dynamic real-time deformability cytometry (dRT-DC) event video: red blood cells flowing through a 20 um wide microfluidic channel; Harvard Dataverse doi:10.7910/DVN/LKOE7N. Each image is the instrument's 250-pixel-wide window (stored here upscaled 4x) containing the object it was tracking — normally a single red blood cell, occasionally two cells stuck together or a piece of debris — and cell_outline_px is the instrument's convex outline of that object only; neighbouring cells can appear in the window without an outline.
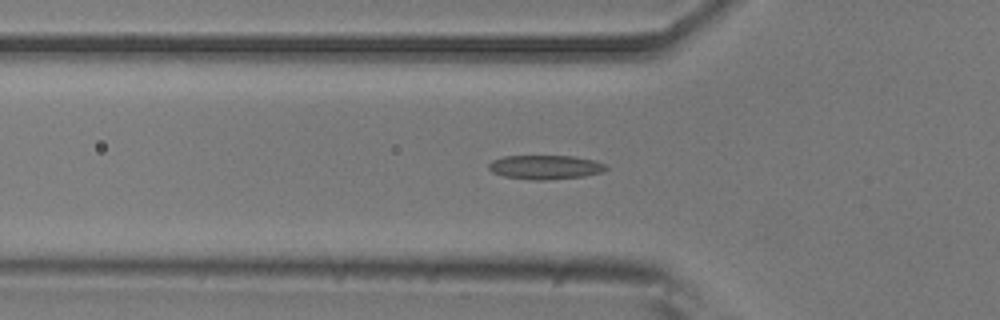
{"species": "common noctule bat (a hibernating species)", "species_latin": "Nyctalus noctula", "temperature_condition": "room temperature", "stored_images_in_passage": 51, "segment_of_instrument_passage": [1, 2], "camera_frame_rate_fps": 3000, "um_per_image_px": 0.085, "animal": {"sex": "male", "body_mass_g": 20.5, "forearm_length_mm": 52.5}, "frame": {"image": 1, "passage_image": 16, "time_ms": 5.0, "image_size_px": [1000, 320], "cell_outline_px": [[608, 168], [604, 172], [584, 176], [544, 180], [536, 180], [504, 176], [492, 172], [488, 168], [488, 164], [492, 160], [504, 156], [576, 156], [596, 160], [604, 164]], "centroid_in_image_um": [46.37, 14.2], "position_along_channel_um": 79.4, "area_um2": 16.53}}
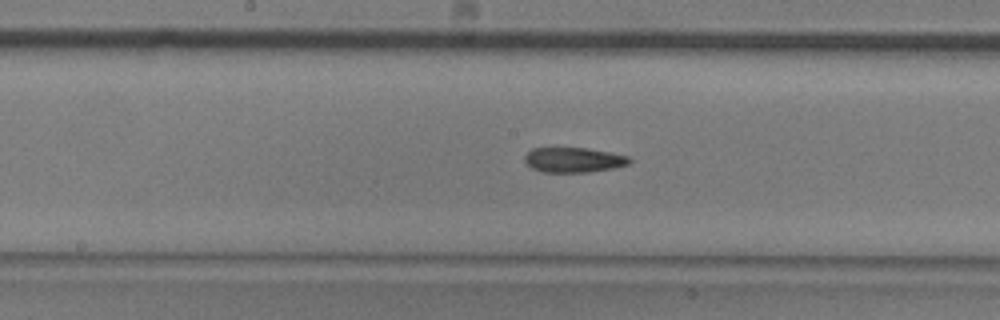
{"frame": {"image": 2, "passage_image": 25, "time_ms": 8.0, "image_size_px": [1000, 320], "cell_outline_px": [[632, 160], [628, 164], [612, 168], [588, 172], [544, 172], [532, 168], [524, 160], [524, 156], [532, 148], [588, 148], [628, 156]], "centroid_in_image_um": [48.74, 13.59], "position_along_channel_um": 199.5, "area_um2": 15.09}}
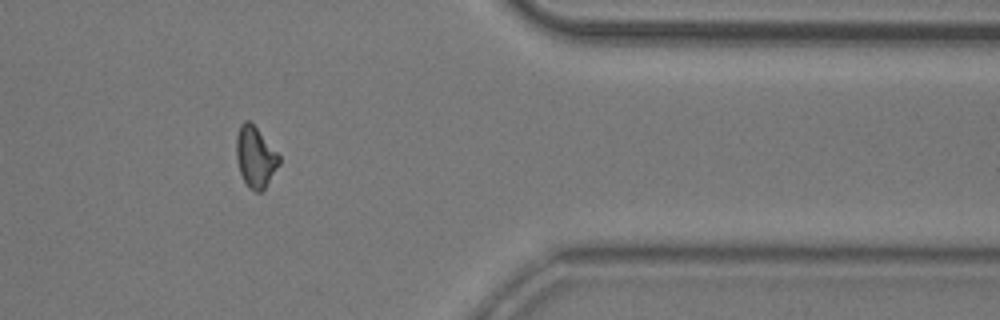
{"frame": {"image": 3, "passage_image": 41, "time_ms": 13.333, "image_size_px": [1000, 320], "cell_outline_px": [[280, 164], [264, 188], [260, 192], [256, 192], [248, 188], [240, 172], [236, 160], [236, 136], [240, 124], [244, 120], [248, 120], [256, 128], [280, 156]], "centroid_in_image_um": [21.68, 13.35], "position_along_channel_um": 389.7, "area_um2": 15.03}}